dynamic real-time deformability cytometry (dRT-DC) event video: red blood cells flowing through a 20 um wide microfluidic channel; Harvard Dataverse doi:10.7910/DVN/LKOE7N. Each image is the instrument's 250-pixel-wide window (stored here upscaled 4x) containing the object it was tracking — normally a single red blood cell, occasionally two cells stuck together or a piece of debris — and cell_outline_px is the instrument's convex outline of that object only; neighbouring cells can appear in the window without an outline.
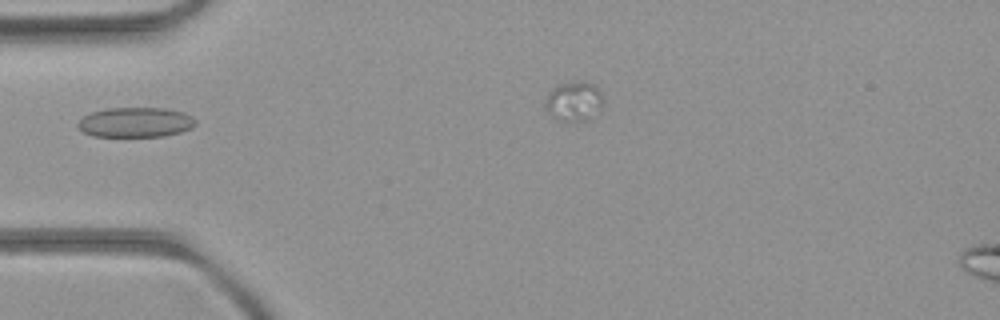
{"species": "common noctule bat (a hibernating species)", "species_latin": "Nyctalus noctula", "temperature_condition": "room temperature", "stored_images_in_passage": 5, "camera_frame_rate_fps": 3000, "um_per_image_px": 0.085, "animal": {"sex": "female", "body_mass_g": 21.9}, "frame": {"image": 1, "passage_image": 3, "time_ms": 2.333, "image_size_px": [1000, 320], "cell_outline_px": [[196, 124], [192, 128], [180, 132], [164, 136], [92, 136], [76, 128], [76, 124], [84, 116], [92, 112], [108, 108], [164, 108], [184, 112], [192, 116], [196, 120]], "centroid_in_image_um": [11.52, 10.39], "position_along_channel_um": 73.5, "area_um2": 20.58}}
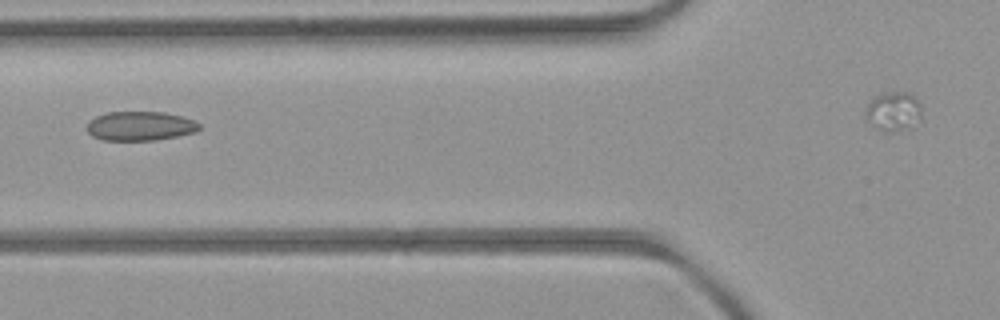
{"frame": {"image": 2, "passage_image": 4, "time_ms": 3.333, "image_size_px": [1000, 320], "cell_outline_px": [[200, 128], [196, 132], [156, 140], [104, 140], [92, 136], [88, 132], [88, 120], [96, 116], [108, 112], [164, 112], [180, 116], [192, 120], [200, 124]], "centroid_in_image_um": [11.9, 10.71], "position_along_channel_um": 113.9, "area_um2": 19.02}}